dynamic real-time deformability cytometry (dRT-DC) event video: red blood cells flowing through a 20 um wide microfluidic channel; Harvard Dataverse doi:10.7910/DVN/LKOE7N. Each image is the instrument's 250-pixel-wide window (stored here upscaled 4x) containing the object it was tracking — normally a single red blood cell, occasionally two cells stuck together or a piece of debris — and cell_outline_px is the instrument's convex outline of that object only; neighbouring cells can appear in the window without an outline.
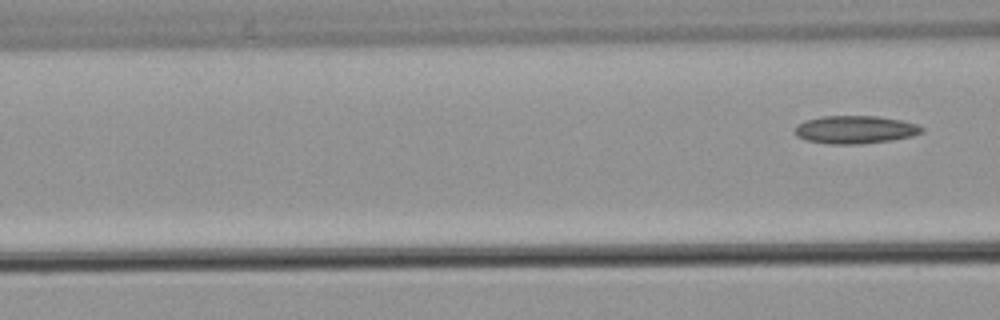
{"species": "common noctule bat (a hibernating species)", "species_latin": "Nyctalus noctula", "temperature_condition": "warm", "stored_images_in_passage": 6, "segment_of_instrument_passage": [2, 2], "camera_frame_rate_fps": 3000, "um_per_image_px": 0.085, "animal": {"sex": "male", "body_mass_g": 21.5, "forearm_length_mm": 52.0}, "frame": {"image": 1, "passage_image": 6, "time_ms": 6.333, "image_size_px": [1000, 320], "cell_outline_px": [[924, 132], [912, 136], [892, 140], [860, 144], [828, 144], [804, 140], [796, 136], [796, 128], [804, 120], [824, 116], [876, 116], [900, 120], [920, 124], [924, 128]], "centroid_in_image_um": [72.73, 11.02], "position_along_channel_um": 93.9, "area_um2": 20.75}}